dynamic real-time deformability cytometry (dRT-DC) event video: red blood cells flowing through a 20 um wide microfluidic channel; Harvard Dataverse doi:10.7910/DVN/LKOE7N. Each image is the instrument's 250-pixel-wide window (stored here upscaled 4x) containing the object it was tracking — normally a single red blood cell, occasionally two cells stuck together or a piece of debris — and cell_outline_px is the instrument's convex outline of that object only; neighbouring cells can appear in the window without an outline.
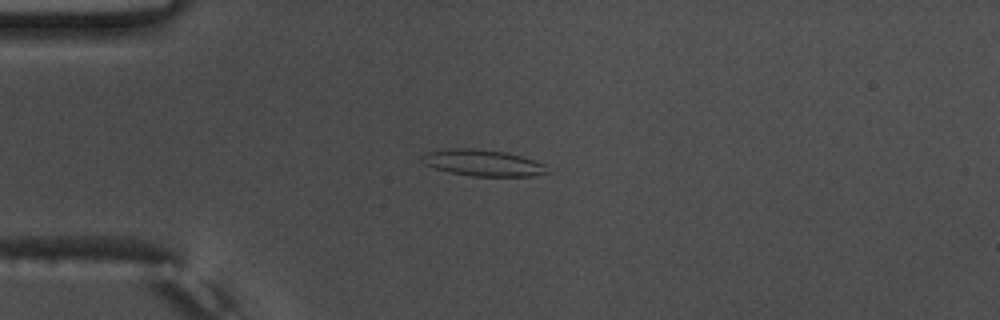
{"species": "common noctule bat (a hibernating species)", "species_latin": "Nyctalus noctula", "temperature_condition": "warm", "stored_images_in_passage": 41, "camera_frame_rate_fps": 3000, "um_per_image_px": 0.085, "animal": {"sex": "male", "body_mass_g": 17.5, "forearm_length_mm": 52.3}, "frame": {"image": 1, "passage_image": 1, "time_ms": 0.0, "image_size_px": [1000, 320], "cell_outline_px": [[548, 172], [536, 176], [472, 176], [448, 172], [424, 164], [420, 160], [420, 156], [428, 152], [452, 148], [472, 148], [504, 152], [520, 156], [544, 164]], "centroid_in_image_um": [41.0, 13.85], "position_along_channel_um": 44.0, "area_um2": 19.07}}
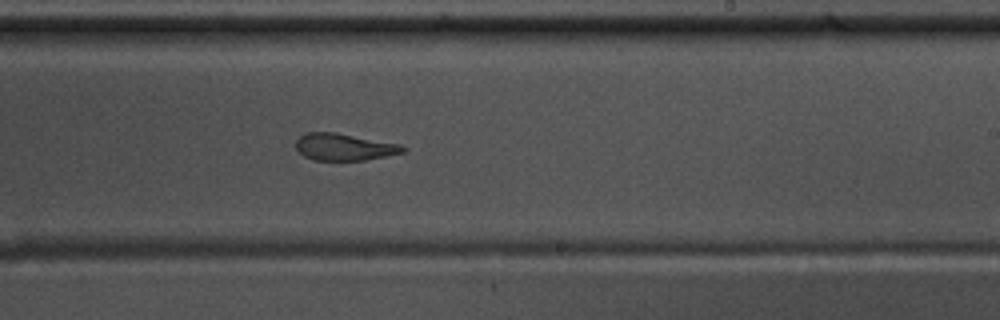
{"frame": {"image": 2, "passage_image": 20, "time_ms": 6.333, "image_size_px": [1000, 320], "cell_outline_px": [[408, 148], [404, 152], [364, 160], [312, 160], [304, 156], [296, 148], [296, 140], [304, 132], [336, 132], [400, 144]], "centroid_in_image_um": [29.24, 12.48], "position_along_channel_um": 259.8, "area_um2": 16.82}}
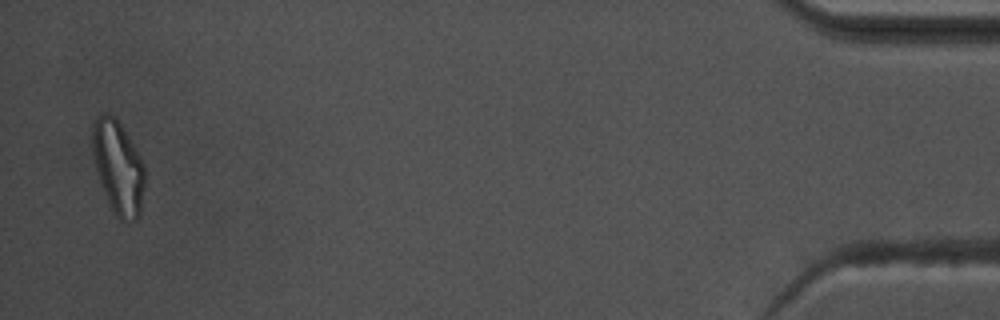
{"frame": {"image": 3, "passage_image": 40, "time_ms": 13.0, "image_size_px": [1000, 320], "cell_outline_px": [[144, 188], [140, 216], [136, 220], [120, 220], [116, 216], [108, 204], [96, 172], [92, 148], [92, 124], [104, 112], [112, 116], [120, 124], [144, 164]], "centroid_in_image_um": [10.03, 14.28], "position_along_channel_um": 425.2, "area_um2": 28.21}, "authors_computed_cell_mechanics": {"area_um2": 18.4382, "velocity_mm_per_s": 3.7783, "shape_relaxation_time_tau1_ms": null, "shape_relaxation_time_tau2_ms": 2.0836, "deformation_change_tau1": null, "deformation_change_tau2": 0.1028}}